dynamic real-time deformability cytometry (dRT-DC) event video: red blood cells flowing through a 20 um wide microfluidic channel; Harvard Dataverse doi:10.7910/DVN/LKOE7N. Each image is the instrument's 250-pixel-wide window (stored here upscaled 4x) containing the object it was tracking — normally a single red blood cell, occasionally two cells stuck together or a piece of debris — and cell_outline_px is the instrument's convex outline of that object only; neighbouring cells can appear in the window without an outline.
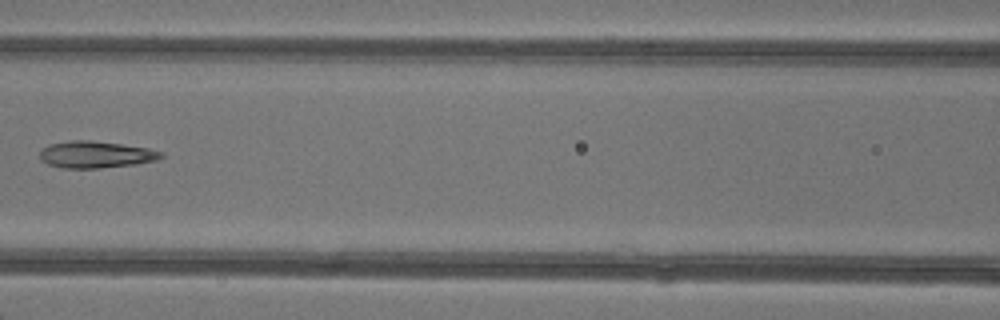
{"species": "common noctule bat (a hibernating species)", "species_latin": "Nyctalus noctula", "temperature_condition": "warm", "stored_images_in_passage": 7, "camera_frame_rate_fps": 3000, "um_per_image_px": 0.085, "animal": {"sex": "female"}, "frame": {"image": 1, "passage_image": 6, "time_ms": 7.667, "image_size_px": [1000, 320], "cell_outline_px": [[164, 156], [156, 160], [136, 164], [100, 168], [60, 168], [48, 164], [40, 160], [40, 148], [48, 144], [72, 140], [88, 140], [120, 144], [148, 148], [164, 152]], "centroid_in_image_um": [8.11, 13.14], "position_along_channel_um": 158.5, "area_um2": 19.07}}
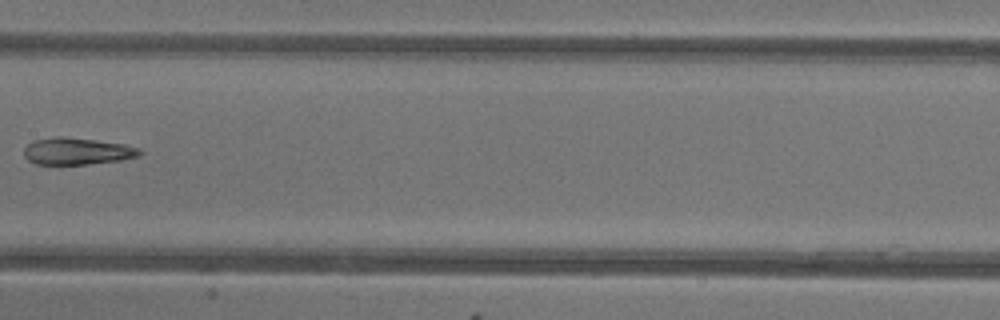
{"frame": {"image": 2, "passage_image": 7, "time_ms": 8.667, "image_size_px": [1000, 320], "cell_outline_px": [[144, 152], [140, 156], [120, 160], [88, 164], [36, 164], [28, 160], [24, 156], [24, 148], [32, 140], [52, 136], [60, 136], [124, 144], [140, 148]], "centroid_in_image_um": [6.54, 12.85], "position_along_channel_um": 200.9, "area_um2": 18.21}}